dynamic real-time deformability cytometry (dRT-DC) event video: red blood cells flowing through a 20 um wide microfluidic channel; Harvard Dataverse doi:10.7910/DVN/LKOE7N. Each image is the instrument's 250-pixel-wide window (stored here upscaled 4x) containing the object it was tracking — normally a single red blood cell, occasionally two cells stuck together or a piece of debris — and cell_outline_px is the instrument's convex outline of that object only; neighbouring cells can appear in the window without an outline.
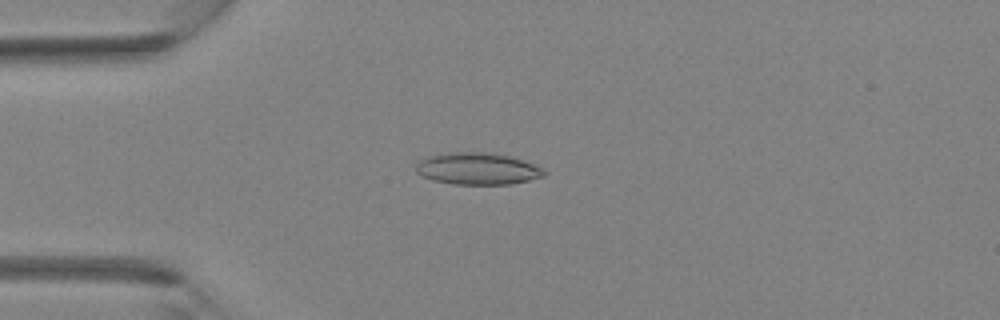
{"species": "Egyptian fruit bat (a non-hibernating species)", "species_latin": "Rousettus aegyptiacus", "temperature_condition": "room temperature", "stored_images_in_passage": 41, "camera_frame_rate_fps": 3000, "um_per_image_px": 0.085, "animal": {"sex": "female"}, "frame": {"image": 1, "passage_image": 11, "time_ms": 3.333, "image_size_px": [1000, 320], "cell_outline_px": [[548, 172], [544, 176], [528, 180], [508, 184], [456, 184], [432, 180], [420, 176], [416, 172], [416, 164], [424, 156], [448, 152], [488, 152], [512, 156], [544, 168]], "centroid_in_image_um": [40.57, 14.32], "position_along_channel_um": 44.4, "area_um2": 24.1}}
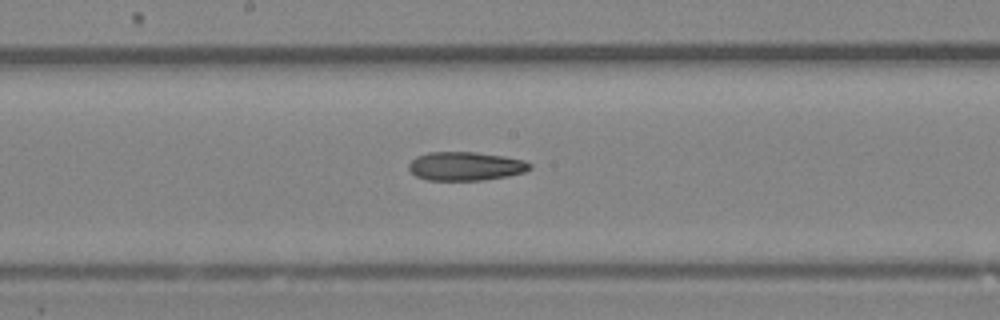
{"frame": {"image": 2, "passage_image": 22, "time_ms": 7.0, "image_size_px": [1000, 320], "cell_outline_px": [[532, 168], [524, 172], [508, 176], [484, 180], [428, 180], [416, 176], [408, 168], [408, 164], [416, 156], [428, 152], [476, 152], [504, 156], [524, 160], [532, 164]], "centroid_in_image_um": [39.58, 14.12], "position_along_channel_um": 208.6, "area_um2": 20.35}}
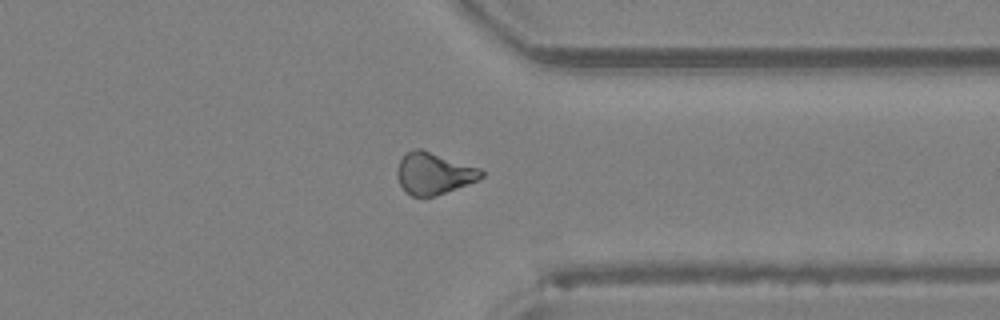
{"frame": {"image": 3, "passage_image": 32, "time_ms": 10.333, "image_size_px": [1000, 320], "cell_outline_px": [[484, 176], [476, 180], [436, 196], [412, 196], [404, 192], [396, 176], [396, 172], [400, 160], [408, 152], [416, 148], [420, 148], [480, 168], [484, 172]], "centroid_in_image_um": [36.84, 14.74], "position_along_channel_um": 374.6, "area_um2": 20.29}}